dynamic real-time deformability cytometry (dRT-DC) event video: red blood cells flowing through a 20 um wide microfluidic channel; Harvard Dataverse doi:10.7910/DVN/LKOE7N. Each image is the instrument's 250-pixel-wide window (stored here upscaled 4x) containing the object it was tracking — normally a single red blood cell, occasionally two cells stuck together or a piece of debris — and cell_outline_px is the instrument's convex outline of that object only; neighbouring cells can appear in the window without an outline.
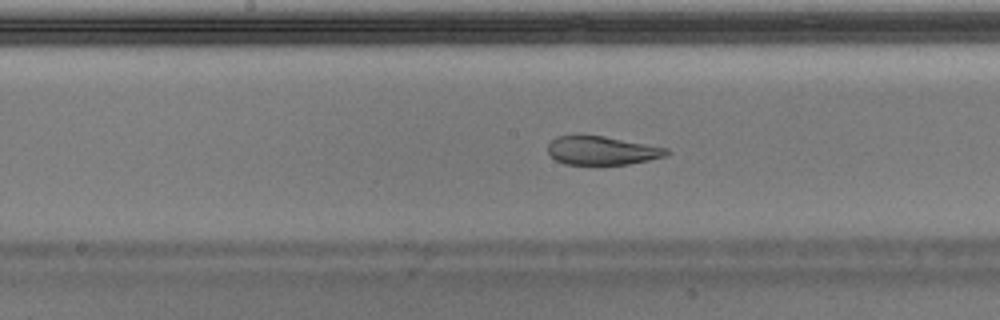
{"species": "Egyptian fruit bat (a non-hibernating species)", "species_latin": "Rousettus aegyptiacus", "temperature_condition": "warm", "stored_images_in_passage": 45, "camera_frame_rate_fps": 3000, "um_per_image_px": 0.085, "animal": {"sex": "male"}, "frame": {"image": 1, "passage_image": 26, "time_ms": 8.333, "image_size_px": [1000, 320], "cell_outline_px": [[672, 152], [664, 156], [648, 160], [628, 164], [564, 164], [556, 160], [548, 152], [548, 144], [556, 136], [604, 136], [668, 148]], "centroid_in_image_um": [51.18, 12.8], "position_along_channel_um": 197.0, "area_um2": 19.54}}
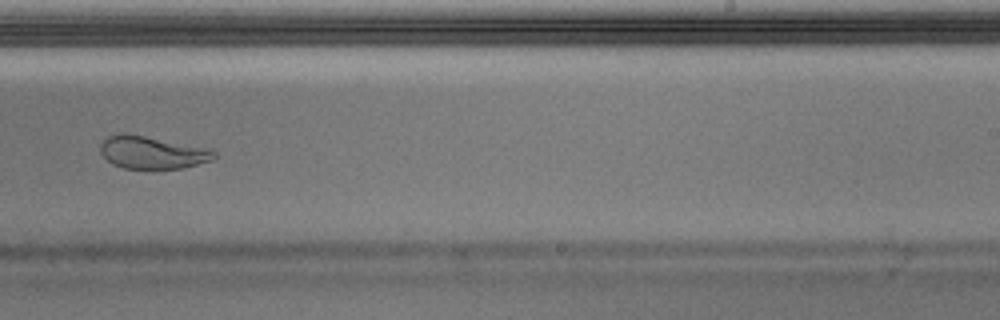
{"frame": {"image": 2, "passage_image": 32, "time_ms": 10.333, "image_size_px": [1000, 320], "cell_outline_px": [[216, 156], [212, 160], [184, 168], [124, 168], [112, 164], [100, 152], [100, 144], [108, 136], [120, 132], [144, 136], [208, 148], [216, 152]], "centroid_in_image_um": [12.92, 12.96], "position_along_channel_um": 276.1, "area_um2": 21.39}}